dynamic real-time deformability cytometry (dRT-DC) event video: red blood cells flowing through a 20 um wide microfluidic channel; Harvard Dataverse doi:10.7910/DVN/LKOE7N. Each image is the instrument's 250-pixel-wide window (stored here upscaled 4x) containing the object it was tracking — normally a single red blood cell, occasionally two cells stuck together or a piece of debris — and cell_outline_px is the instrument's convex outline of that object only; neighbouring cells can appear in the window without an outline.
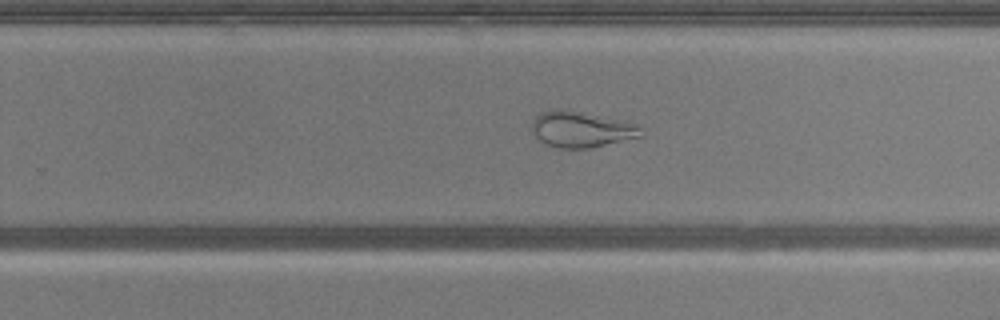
{"species": "common noctule bat (a hibernating species)", "species_latin": "Nyctalus noctula", "temperature_condition": "warm", "stored_images_in_passage": 50, "camera_frame_rate_fps": 3000, "um_per_image_px": 0.085, "animal": {"sex": "male", "body_mass_g": 20.5, "forearm_length_mm": 52.5}, "frame": {"image": 1, "passage_image": 31, "time_ms": 10.0, "image_size_px": [1000, 320], "cell_outline_px": [[644, 136], [588, 148], [556, 148], [540, 140], [532, 132], [532, 120], [540, 112], [552, 108], [560, 108], [620, 120], [636, 124], [640, 128]], "centroid_in_image_um": [49.37, 10.98], "position_along_channel_um": 280.4, "area_um2": 22.72}}
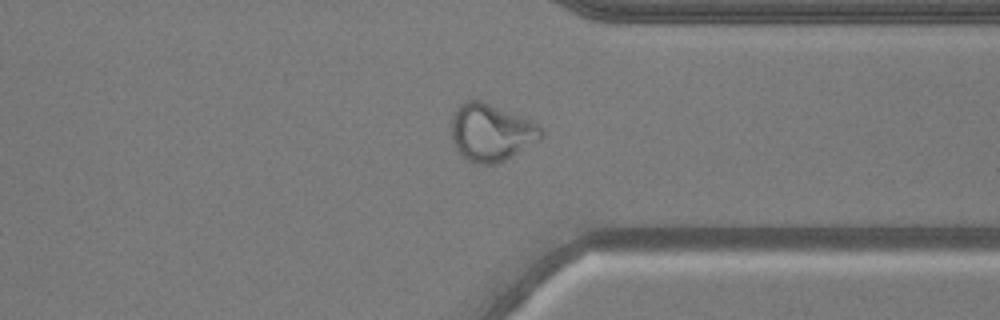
{"frame": {"image": 2, "passage_image": 38, "time_ms": 12.333, "image_size_px": [1000, 320], "cell_outline_px": [[544, 136], [540, 140], [504, 160], [496, 164], [480, 164], [468, 160], [456, 148], [452, 140], [452, 116], [456, 108], [464, 100], [480, 100], [520, 116], [536, 124], [544, 132]], "centroid_in_image_um": [41.73, 11.25], "position_along_channel_um": 369.7, "area_um2": 29.59}}
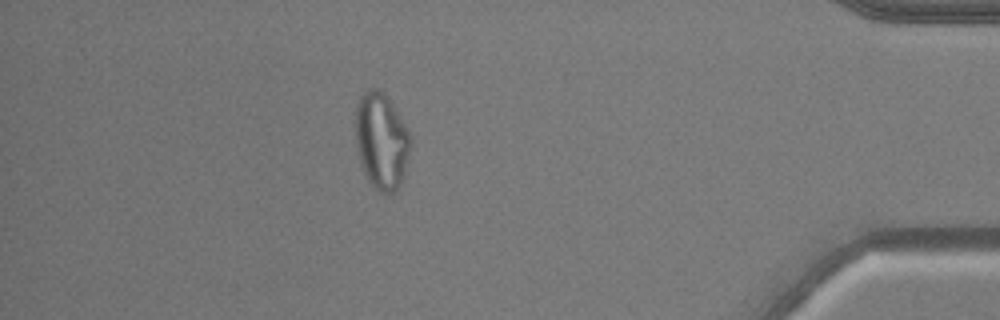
{"frame": {"image": 3, "passage_image": 44, "time_ms": 14.333, "image_size_px": [1000, 320], "cell_outline_px": [[412, 144], [404, 176], [400, 188], [392, 192], [380, 192], [368, 180], [360, 164], [356, 148], [356, 104], [360, 96], [368, 88], [380, 88], [384, 92], [392, 104], [412, 136]], "centroid_in_image_um": [32.44, 11.97], "position_along_channel_um": 402.8, "area_um2": 31.27}}